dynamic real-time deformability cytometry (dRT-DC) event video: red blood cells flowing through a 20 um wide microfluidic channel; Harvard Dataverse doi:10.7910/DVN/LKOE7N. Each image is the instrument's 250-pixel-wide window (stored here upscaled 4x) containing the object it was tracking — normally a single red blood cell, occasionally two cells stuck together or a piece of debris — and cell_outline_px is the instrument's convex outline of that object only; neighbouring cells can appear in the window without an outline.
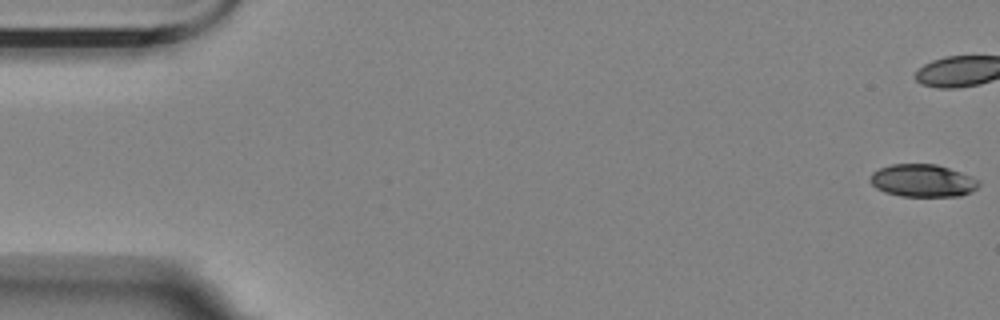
{"species": "Egyptian fruit bat (a non-hibernating species)", "species_latin": "Rousettus aegyptiacus", "temperature_condition": "room temperature", "stored_images_in_passage": 29, "camera_frame_rate_fps": 3000, "um_per_image_px": 0.085, "animal": {"sex": "female"}, "frame": {"image": 1, "passage_image": 1, "time_ms": 0.0, "image_size_px": [1000, 320], "cell_outline_px": [[980, 184], [972, 192], [960, 196], [900, 196], [884, 192], [876, 188], [868, 180], [872, 172], [880, 168], [892, 164], [936, 164], [972, 176], [980, 180]], "centroid_in_image_um": [78.43, 15.36], "position_along_channel_um": 6.6, "area_um2": 20.75}}